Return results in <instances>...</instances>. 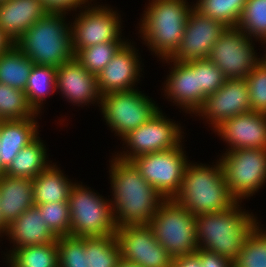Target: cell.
<instances>
[{
  "label": "cell",
  "mask_w": 266,
  "mask_h": 267,
  "mask_svg": "<svg viewBox=\"0 0 266 267\" xmlns=\"http://www.w3.org/2000/svg\"><path fill=\"white\" fill-rule=\"evenodd\" d=\"M249 38L266 39V0H247L237 25Z\"/></svg>",
  "instance_id": "35"
},
{
  "label": "cell",
  "mask_w": 266,
  "mask_h": 267,
  "mask_svg": "<svg viewBox=\"0 0 266 267\" xmlns=\"http://www.w3.org/2000/svg\"><path fill=\"white\" fill-rule=\"evenodd\" d=\"M166 61V62H165ZM165 63H172L171 72L167 75L164 87V97L171 100L178 108L189 114L198 112V59L178 62L163 59ZM173 65V66H172ZM186 109V110H185Z\"/></svg>",
  "instance_id": "20"
},
{
  "label": "cell",
  "mask_w": 266,
  "mask_h": 267,
  "mask_svg": "<svg viewBox=\"0 0 266 267\" xmlns=\"http://www.w3.org/2000/svg\"><path fill=\"white\" fill-rule=\"evenodd\" d=\"M132 45L131 41L126 42L97 75V87L101 96L136 88L143 66H140L142 61H139L138 50Z\"/></svg>",
  "instance_id": "17"
},
{
  "label": "cell",
  "mask_w": 266,
  "mask_h": 267,
  "mask_svg": "<svg viewBox=\"0 0 266 267\" xmlns=\"http://www.w3.org/2000/svg\"><path fill=\"white\" fill-rule=\"evenodd\" d=\"M38 136L33 142L23 147L12 160L3 174L14 177L34 179L50 165L47 148Z\"/></svg>",
  "instance_id": "26"
},
{
  "label": "cell",
  "mask_w": 266,
  "mask_h": 267,
  "mask_svg": "<svg viewBox=\"0 0 266 267\" xmlns=\"http://www.w3.org/2000/svg\"><path fill=\"white\" fill-rule=\"evenodd\" d=\"M215 164L190 161L180 191L173 198L195 216L229 209L236 202L225 183L220 160Z\"/></svg>",
  "instance_id": "4"
},
{
  "label": "cell",
  "mask_w": 266,
  "mask_h": 267,
  "mask_svg": "<svg viewBox=\"0 0 266 267\" xmlns=\"http://www.w3.org/2000/svg\"><path fill=\"white\" fill-rule=\"evenodd\" d=\"M229 148L266 149V113L250 111L225 119L214 129Z\"/></svg>",
  "instance_id": "18"
},
{
  "label": "cell",
  "mask_w": 266,
  "mask_h": 267,
  "mask_svg": "<svg viewBox=\"0 0 266 267\" xmlns=\"http://www.w3.org/2000/svg\"><path fill=\"white\" fill-rule=\"evenodd\" d=\"M252 40L240 28L227 27L213 45L209 59L226 79H245L261 60Z\"/></svg>",
  "instance_id": "13"
},
{
  "label": "cell",
  "mask_w": 266,
  "mask_h": 267,
  "mask_svg": "<svg viewBox=\"0 0 266 267\" xmlns=\"http://www.w3.org/2000/svg\"><path fill=\"white\" fill-rule=\"evenodd\" d=\"M220 157L225 183L237 202L253 196L265 185L266 149H235L226 151Z\"/></svg>",
  "instance_id": "8"
},
{
  "label": "cell",
  "mask_w": 266,
  "mask_h": 267,
  "mask_svg": "<svg viewBox=\"0 0 266 267\" xmlns=\"http://www.w3.org/2000/svg\"><path fill=\"white\" fill-rule=\"evenodd\" d=\"M149 226L173 258L193 255L198 250L196 216L173 198L161 203Z\"/></svg>",
  "instance_id": "7"
},
{
  "label": "cell",
  "mask_w": 266,
  "mask_h": 267,
  "mask_svg": "<svg viewBox=\"0 0 266 267\" xmlns=\"http://www.w3.org/2000/svg\"><path fill=\"white\" fill-rule=\"evenodd\" d=\"M14 42L0 29V55L6 52Z\"/></svg>",
  "instance_id": "43"
},
{
  "label": "cell",
  "mask_w": 266,
  "mask_h": 267,
  "mask_svg": "<svg viewBox=\"0 0 266 267\" xmlns=\"http://www.w3.org/2000/svg\"><path fill=\"white\" fill-rule=\"evenodd\" d=\"M251 111L247 81L245 79H226L213 94L208 95L202 108L196 113L213 130L225 119Z\"/></svg>",
  "instance_id": "16"
},
{
  "label": "cell",
  "mask_w": 266,
  "mask_h": 267,
  "mask_svg": "<svg viewBox=\"0 0 266 267\" xmlns=\"http://www.w3.org/2000/svg\"><path fill=\"white\" fill-rule=\"evenodd\" d=\"M90 189V190H89ZM70 235L76 237H103L115 235L112 204L86 185L75 183L68 198Z\"/></svg>",
  "instance_id": "6"
},
{
  "label": "cell",
  "mask_w": 266,
  "mask_h": 267,
  "mask_svg": "<svg viewBox=\"0 0 266 267\" xmlns=\"http://www.w3.org/2000/svg\"><path fill=\"white\" fill-rule=\"evenodd\" d=\"M110 8L106 5L90 3L81 7L82 10L79 9V13L76 14L77 17L71 23L74 54L79 49L88 48L98 43L125 41L123 35H121V15Z\"/></svg>",
  "instance_id": "12"
},
{
  "label": "cell",
  "mask_w": 266,
  "mask_h": 267,
  "mask_svg": "<svg viewBox=\"0 0 266 267\" xmlns=\"http://www.w3.org/2000/svg\"><path fill=\"white\" fill-rule=\"evenodd\" d=\"M71 182L56 164H51L33 179L34 204L68 201Z\"/></svg>",
  "instance_id": "25"
},
{
  "label": "cell",
  "mask_w": 266,
  "mask_h": 267,
  "mask_svg": "<svg viewBox=\"0 0 266 267\" xmlns=\"http://www.w3.org/2000/svg\"><path fill=\"white\" fill-rule=\"evenodd\" d=\"M66 14L67 12H49L15 42L34 65L58 68L74 58L71 22L66 23Z\"/></svg>",
  "instance_id": "3"
},
{
  "label": "cell",
  "mask_w": 266,
  "mask_h": 267,
  "mask_svg": "<svg viewBox=\"0 0 266 267\" xmlns=\"http://www.w3.org/2000/svg\"><path fill=\"white\" fill-rule=\"evenodd\" d=\"M109 163L113 195L110 201L116 227L149 225L165 198L140 175L131 161L113 156Z\"/></svg>",
  "instance_id": "1"
},
{
  "label": "cell",
  "mask_w": 266,
  "mask_h": 267,
  "mask_svg": "<svg viewBox=\"0 0 266 267\" xmlns=\"http://www.w3.org/2000/svg\"><path fill=\"white\" fill-rule=\"evenodd\" d=\"M201 261L202 267H233V262L218 254L198 249L195 253Z\"/></svg>",
  "instance_id": "41"
},
{
  "label": "cell",
  "mask_w": 266,
  "mask_h": 267,
  "mask_svg": "<svg viewBox=\"0 0 266 267\" xmlns=\"http://www.w3.org/2000/svg\"><path fill=\"white\" fill-rule=\"evenodd\" d=\"M43 221L50 231L57 237L70 235V210L68 201L50 202L35 205Z\"/></svg>",
  "instance_id": "36"
},
{
  "label": "cell",
  "mask_w": 266,
  "mask_h": 267,
  "mask_svg": "<svg viewBox=\"0 0 266 267\" xmlns=\"http://www.w3.org/2000/svg\"><path fill=\"white\" fill-rule=\"evenodd\" d=\"M7 227H8V225L4 222V220H3V218L1 217V214H0V237H2L4 234L6 235Z\"/></svg>",
  "instance_id": "45"
},
{
  "label": "cell",
  "mask_w": 266,
  "mask_h": 267,
  "mask_svg": "<svg viewBox=\"0 0 266 267\" xmlns=\"http://www.w3.org/2000/svg\"><path fill=\"white\" fill-rule=\"evenodd\" d=\"M172 267H202L200 258L196 255H185L173 258Z\"/></svg>",
  "instance_id": "42"
},
{
  "label": "cell",
  "mask_w": 266,
  "mask_h": 267,
  "mask_svg": "<svg viewBox=\"0 0 266 267\" xmlns=\"http://www.w3.org/2000/svg\"><path fill=\"white\" fill-rule=\"evenodd\" d=\"M171 120L159 109L147 122L122 138L123 144H126L124 150H128L117 153L115 156L124 161H131L143 154L178 147L184 139L182 135L184 133L181 126Z\"/></svg>",
  "instance_id": "11"
},
{
  "label": "cell",
  "mask_w": 266,
  "mask_h": 267,
  "mask_svg": "<svg viewBox=\"0 0 266 267\" xmlns=\"http://www.w3.org/2000/svg\"><path fill=\"white\" fill-rule=\"evenodd\" d=\"M235 202L229 209L196 215L197 248L234 261L250 231L260 222Z\"/></svg>",
  "instance_id": "2"
},
{
  "label": "cell",
  "mask_w": 266,
  "mask_h": 267,
  "mask_svg": "<svg viewBox=\"0 0 266 267\" xmlns=\"http://www.w3.org/2000/svg\"><path fill=\"white\" fill-rule=\"evenodd\" d=\"M182 146L183 143L176 148L143 154L131 160L140 175L165 199L174 198L180 191L190 161Z\"/></svg>",
  "instance_id": "10"
},
{
  "label": "cell",
  "mask_w": 266,
  "mask_h": 267,
  "mask_svg": "<svg viewBox=\"0 0 266 267\" xmlns=\"http://www.w3.org/2000/svg\"><path fill=\"white\" fill-rule=\"evenodd\" d=\"M121 259L141 267H172L173 257L156 240L149 225L117 228Z\"/></svg>",
  "instance_id": "14"
},
{
  "label": "cell",
  "mask_w": 266,
  "mask_h": 267,
  "mask_svg": "<svg viewBox=\"0 0 266 267\" xmlns=\"http://www.w3.org/2000/svg\"><path fill=\"white\" fill-rule=\"evenodd\" d=\"M48 13L41 0H7L0 3V29L15 43Z\"/></svg>",
  "instance_id": "21"
},
{
  "label": "cell",
  "mask_w": 266,
  "mask_h": 267,
  "mask_svg": "<svg viewBox=\"0 0 266 267\" xmlns=\"http://www.w3.org/2000/svg\"><path fill=\"white\" fill-rule=\"evenodd\" d=\"M257 224L244 240L233 267H266V229Z\"/></svg>",
  "instance_id": "32"
},
{
  "label": "cell",
  "mask_w": 266,
  "mask_h": 267,
  "mask_svg": "<svg viewBox=\"0 0 266 267\" xmlns=\"http://www.w3.org/2000/svg\"><path fill=\"white\" fill-rule=\"evenodd\" d=\"M8 252L5 254V260L9 267H59L57 241L12 249Z\"/></svg>",
  "instance_id": "27"
},
{
  "label": "cell",
  "mask_w": 266,
  "mask_h": 267,
  "mask_svg": "<svg viewBox=\"0 0 266 267\" xmlns=\"http://www.w3.org/2000/svg\"><path fill=\"white\" fill-rule=\"evenodd\" d=\"M261 43H263L265 45L266 44V39L263 40V42H261ZM264 52H265V54L262 55V57L260 56V58L264 63H266V47H265V51Z\"/></svg>",
  "instance_id": "46"
},
{
  "label": "cell",
  "mask_w": 266,
  "mask_h": 267,
  "mask_svg": "<svg viewBox=\"0 0 266 267\" xmlns=\"http://www.w3.org/2000/svg\"><path fill=\"white\" fill-rule=\"evenodd\" d=\"M127 41L128 39L126 41L98 43L88 48H82L74 54V58L88 72L97 76Z\"/></svg>",
  "instance_id": "33"
},
{
  "label": "cell",
  "mask_w": 266,
  "mask_h": 267,
  "mask_svg": "<svg viewBox=\"0 0 266 267\" xmlns=\"http://www.w3.org/2000/svg\"><path fill=\"white\" fill-rule=\"evenodd\" d=\"M247 0H197L193 8L227 27H237Z\"/></svg>",
  "instance_id": "31"
},
{
  "label": "cell",
  "mask_w": 266,
  "mask_h": 267,
  "mask_svg": "<svg viewBox=\"0 0 266 267\" xmlns=\"http://www.w3.org/2000/svg\"><path fill=\"white\" fill-rule=\"evenodd\" d=\"M85 256L87 267H116L121 259L116 236L85 237Z\"/></svg>",
  "instance_id": "30"
},
{
  "label": "cell",
  "mask_w": 266,
  "mask_h": 267,
  "mask_svg": "<svg viewBox=\"0 0 266 267\" xmlns=\"http://www.w3.org/2000/svg\"><path fill=\"white\" fill-rule=\"evenodd\" d=\"M57 68L45 65H33L24 90L27 102L36 114H40L43 101L56 90Z\"/></svg>",
  "instance_id": "29"
},
{
  "label": "cell",
  "mask_w": 266,
  "mask_h": 267,
  "mask_svg": "<svg viewBox=\"0 0 266 267\" xmlns=\"http://www.w3.org/2000/svg\"><path fill=\"white\" fill-rule=\"evenodd\" d=\"M33 206L32 179L0 175V214L7 225Z\"/></svg>",
  "instance_id": "24"
},
{
  "label": "cell",
  "mask_w": 266,
  "mask_h": 267,
  "mask_svg": "<svg viewBox=\"0 0 266 267\" xmlns=\"http://www.w3.org/2000/svg\"><path fill=\"white\" fill-rule=\"evenodd\" d=\"M116 267H141V266L120 259V260L118 261V263L116 264Z\"/></svg>",
  "instance_id": "44"
},
{
  "label": "cell",
  "mask_w": 266,
  "mask_h": 267,
  "mask_svg": "<svg viewBox=\"0 0 266 267\" xmlns=\"http://www.w3.org/2000/svg\"><path fill=\"white\" fill-rule=\"evenodd\" d=\"M33 65L14 43L0 55V82L24 91Z\"/></svg>",
  "instance_id": "28"
},
{
  "label": "cell",
  "mask_w": 266,
  "mask_h": 267,
  "mask_svg": "<svg viewBox=\"0 0 266 267\" xmlns=\"http://www.w3.org/2000/svg\"><path fill=\"white\" fill-rule=\"evenodd\" d=\"M245 80L251 111L266 113V63L260 60Z\"/></svg>",
  "instance_id": "39"
},
{
  "label": "cell",
  "mask_w": 266,
  "mask_h": 267,
  "mask_svg": "<svg viewBox=\"0 0 266 267\" xmlns=\"http://www.w3.org/2000/svg\"><path fill=\"white\" fill-rule=\"evenodd\" d=\"M43 215L33 206L25 210L7 227L5 236L13 243L12 249L33 245H44L57 241V237L50 231L43 221Z\"/></svg>",
  "instance_id": "23"
},
{
  "label": "cell",
  "mask_w": 266,
  "mask_h": 267,
  "mask_svg": "<svg viewBox=\"0 0 266 267\" xmlns=\"http://www.w3.org/2000/svg\"><path fill=\"white\" fill-rule=\"evenodd\" d=\"M192 8L187 0H149L140 19L139 33L159 60L170 58L179 47Z\"/></svg>",
  "instance_id": "5"
},
{
  "label": "cell",
  "mask_w": 266,
  "mask_h": 267,
  "mask_svg": "<svg viewBox=\"0 0 266 267\" xmlns=\"http://www.w3.org/2000/svg\"><path fill=\"white\" fill-rule=\"evenodd\" d=\"M148 97L137 89L101 96L100 112L115 136L122 139L155 115L160 108Z\"/></svg>",
  "instance_id": "9"
},
{
  "label": "cell",
  "mask_w": 266,
  "mask_h": 267,
  "mask_svg": "<svg viewBox=\"0 0 266 267\" xmlns=\"http://www.w3.org/2000/svg\"><path fill=\"white\" fill-rule=\"evenodd\" d=\"M226 81L223 72L209 59H198V111L206 97L216 92Z\"/></svg>",
  "instance_id": "37"
},
{
  "label": "cell",
  "mask_w": 266,
  "mask_h": 267,
  "mask_svg": "<svg viewBox=\"0 0 266 267\" xmlns=\"http://www.w3.org/2000/svg\"><path fill=\"white\" fill-rule=\"evenodd\" d=\"M227 26L200 14L192 8L189 12L179 47L169 58L178 62L209 58L213 45Z\"/></svg>",
  "instance_id": "15"
},
{
  "label": "cell",
  "mask_w": 266,
  "mask_h": 267,
  "mask_svg": "<svg viewBox=\"0 0 266 267\" xmlns=\"http://www.w3.org/2000/svg\"><path fill=\"white\" fill-rule=\"evenodd\" d=\"M59 267H87L85 237L67 235L57 238Z\"/></svg>",
  "instance_id": "38"
},
{
  "label": "cell",
  "mask_w": 266,
  "mask_h": 267,
  "mask_svg": "<svg viewBox=\"0 0 266 267\" xmlns=\"http://www.w3.org/2000/svg\"><path fill=\"white\" fill-rule=\"evenodd\" d=\"M38 116L29 106L25 92L0 82V119L21 120Z\"/></svg>",
  "instance_id": "34"
},
{
  "label": "cell",
  "mask_w": 266,
  "mask_h": 267,
  "mask_svg": "<svg viewBox=\"0 0 266 267\" xmlns=\"http://www.w3.org/2000/svg\"><path fill=\"white\" fill-rule=\"evenodd\" d=\"M49 12H76L77 8L88 5L94 0H41ZM86 4V5H85ZM74 9V10H73Z\"/></svg>",
  "instance_id": "40"
},
{
  "label": "cell",
  "mask_w": 266,
  "mask_h": 267,
  "mask_svg": "<svg viewBox=\"0 0 266 267\" xmlns=\"http://www.w3.org/2000/svg\"><path fill=\"white\" fill-rule=\"evenodd\" d=\"M2 120L0 122L1 175L9 167L19 151L33 142L39 135L37 118Z\"/></svg>",
  "instance_id": "22"
},
{
  "label": "cell",
  "mask_w": 266,
  "mask_h": 267,
  "mask_svg": "<svg viewBox=\"0 0 266 267\" xmlns=\"http://www.w3.org/2000/svg\"><path fill=\"white\" fill-rule=\"evenodd\" d=\"M56 90L73 105L101 104L97 76L91 74L75 58L57 68ZM97 102V103H95Z\"/></svg>",
  "instance_id": "19"
}]
</instances>
